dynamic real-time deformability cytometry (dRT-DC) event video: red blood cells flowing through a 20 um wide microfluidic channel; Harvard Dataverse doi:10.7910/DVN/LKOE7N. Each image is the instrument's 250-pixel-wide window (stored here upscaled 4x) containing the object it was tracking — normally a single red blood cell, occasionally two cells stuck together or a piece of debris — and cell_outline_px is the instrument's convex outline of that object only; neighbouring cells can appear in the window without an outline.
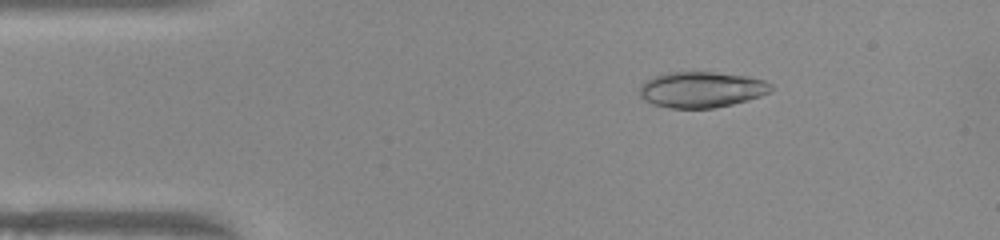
{"species": "common noctule bat (a hibernating species)", "species_latin": "Nyctalus noctula", "temperature_condition": "warm", "stored_images_in_passage": 51, "camera_frame_rate_fps": 3000, "um_per_image_px": 0.085, "animal": {"sex": "female", "body_mass_g": 22.0, "forearm_length_mm": 56.7}, "frame": {"image": 1, "passage_image": 8, "time_ms": 2.333, "image_size_px": [1000, 240], "cell_outline_px": [[772, 92], [748, 100], [732, 104], [712, 108], [672, 108], [652, 104], [644, 100], [640, 96], [640, 84], [644, 80], [652, 76], [664, 72], [712, 72], [744, 76], [764, 80], [772, 84]], "centroid_in_image_um": [59.59, 7.61], "position_along_channel_um": 25.4, "area_um2": 27.63}}
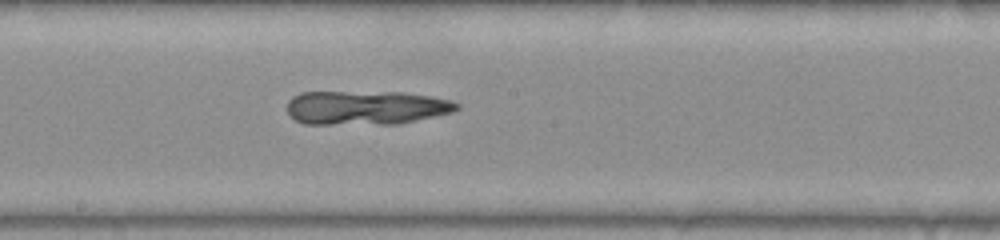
{"frame": {"image": 2, "passage_image": 27, "time_ms": 8.667, "image_size_px": [1000, 240], "cell_outline_px": [[460, 108], [452, 112], [400, 124], [304, 124], [288, 116], [288, 100], [292, 96], [300, 92], [404, 92], [432, 96], [448, 100], [460, 104]], "centroid_in_image_um": [31.09, 9.15], "position_along_channel_um": 217.1, "area_um2": 33.99}}
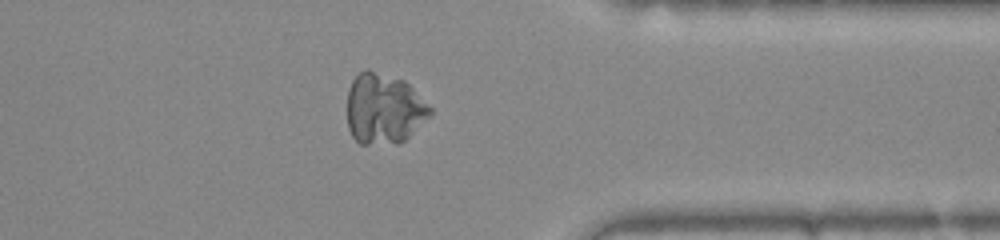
{"frame": {"image": 3, "passage_image": 40, "time_ms": 13.0, "image_size_px": [1000, 240], "cell_outline_px": [[432, 112], [400, 144], [360, 144], [352, 136], [348, 128], [348, 88], [352, 80], [364, 68], [368, 68], [404, 80], [432, 108]], "centroid_in_image_um": [32.6, 9.23], "position_along_channel_um": 378.8, "area_um2": 34.04}}